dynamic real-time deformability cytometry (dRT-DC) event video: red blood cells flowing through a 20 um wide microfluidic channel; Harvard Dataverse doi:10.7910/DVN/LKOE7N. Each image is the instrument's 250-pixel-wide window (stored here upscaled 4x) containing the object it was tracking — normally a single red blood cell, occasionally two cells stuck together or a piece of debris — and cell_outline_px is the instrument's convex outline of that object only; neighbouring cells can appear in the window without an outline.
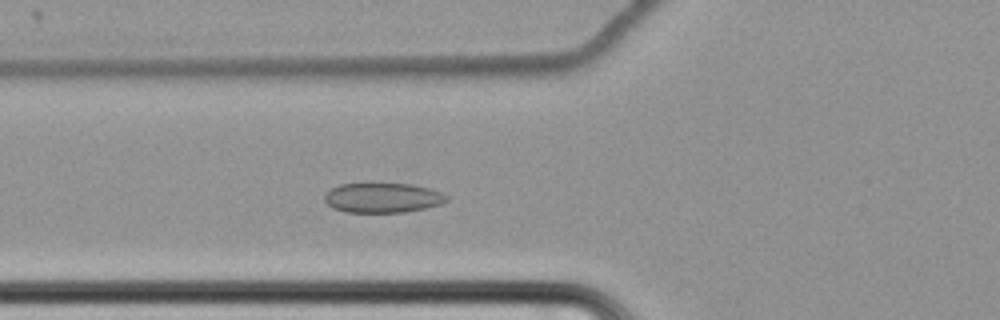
{"species": "common noctule bat (a hibernating species)", "species_latin": "Nyctalus noctula", "temperature_condition": "cold", "stored_images_in_passage": 54, "camera_frame_rate_fps": 3000, "um_per_image_px": 0.085, "animal": {"sex": "female", "body_mass_g": 22.7, "forearm_length_mm": 54.2}, "frame": {"image": 1, "passage_image": 16, "time_ms": 5.0, "image_size_px": [1000, 320], "cell_outline_px": [[448, 200], [444, 204], [404, 212], [344, 212], [332, 208], [324, 200], [324, 196], [332, 188], [340, 184], [412, 184], [428, 188], [440, 192], [448, 196]], "centroid_in_image_um": [32.54, 16.82], "position_along_channel_um": 93.3, "area_um2": 21.1}}
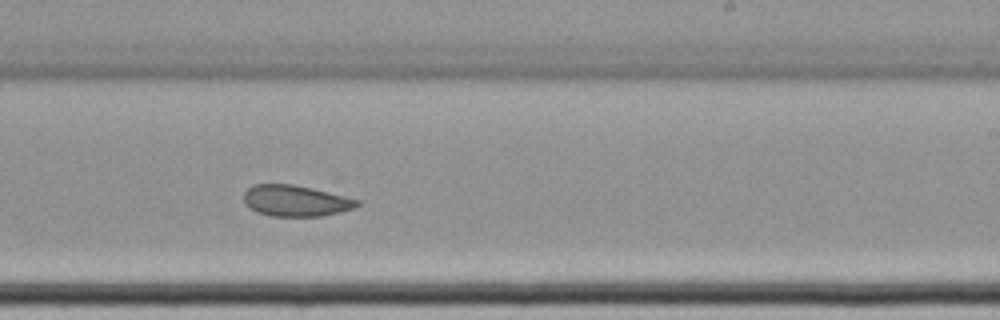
{"frame": {"image": 2, "passage_image": 31, "time_ms": 10.0, "image_size_px": [1000, 320], "cell_outline_px": [[360, 204], [356, 208], [340, 212], [320, 216], [268, 216], [256, 212], [244, 204], [244, 192], [252, 184], [292, 184], [312, 188], [360, 200]], "centroid_in_image_um": [25.11, 17.07], "position_along_channel_um": 263.9, "area_um2": 20.69}}
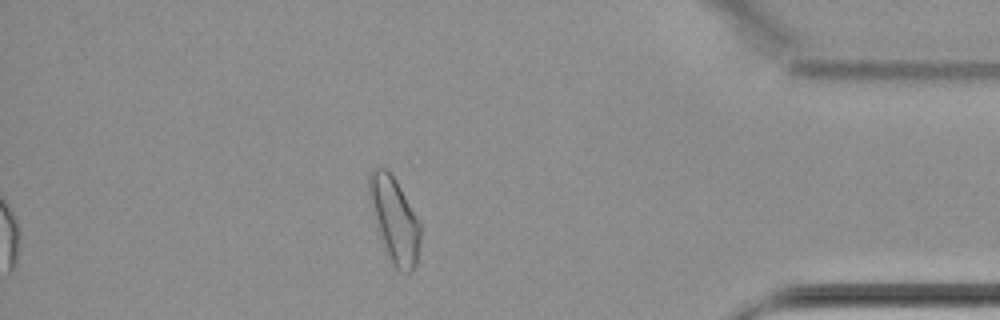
{"frame": {"image": 3, "passage_image": 46, "time_ms": 15.0, "image_size_px": [1000, 320], "cell_outline_px": [[420, 240], [416, 264], [412, 272], [400, 272], [388, 260], [376, 224], [368, 196], [368, 172], [372, 168], [384, 168], [396, 180], [420, 224]], "centroid_in_image_um": [33.5, 18.7], "position_along_channel_um": 401.7, "area_um2": 25.2}}